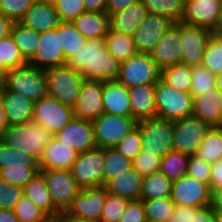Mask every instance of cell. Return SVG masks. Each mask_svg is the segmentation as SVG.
Instances as JSON below:
<instances>
[{
  "mask_svg": "<svg viewBox=\"0 0 222 222\" xmlns=\"http://www.w3.org/2000/svg\"><path fill=\"white\" fill-rule=\"evenodd\" d=\"M216 88V76L205 66H192V82L190 93L193 97L204 95Z\"/></svg>",
  "mask_w": 222,
  "mask_h": 222,
  "instance_id": "44",
  "label": "cell"
},
{
  "mask_svg": "<svg viewBox=\"0 0 222 222\" xmlns=\"http://www.w3.org/2000/svg\"><path fill=\"white\" fill-rule=\"evenodd\" d=\"M156 117L179 120L192 116L193 96L190 92H179L166 85L161 79L155 86Z\"/></svg>",
  "mask_w": 222,
  "mask_h": 222,
  "instance_id": "5",
  "label": "cell"
},
{
  "mask_svg": "<svg viewBox=\"0 0 222 222\" xmlns=\"http://www.w3.org/2000/svg\"><path fill=\"white\" fill-rule=\"evenodd\" d=\"M47 184L54 206L65 212L71 205L73 199L81 191L75 182L71 170H40Z\"/></svg>",
  "mask_w": 222,
  "mask_h": 222,
  "instance_id": "12",
  "label": "cell"
},
{
  "mask_svg": "<svg viewBox=\"0 0 222 222\" xmlns=\"http://www.w3.org/2000/svg\"><path fill=\"white\" fill-rule=\"evenodd\" d=\"M52 222H91V221H87L82 218L68 215L65 212H60L55 219H52Z\"/></svg>",
  "mask_w": 222,
  "mask_h": 222,
  "instance_id": "63",
  "label": "cell"
},
{
  "mask_svg": "<svg viewBox=\"0 0 222 222\" xmlns=\"http://www.w3.org/2000/svg\"><path fill=\"white\" fill-rule=\"evenodd\" d=\"M78 152L58 141L54 136L47 144L39 161L41 170H71Z\"/></svg>",
  "mask_w": 222,
  "mask_h": 222,
  "instance_id": "24",
  "label": "cell"
},
{
  "mask_svg": "<svg viewBox=\"0 0 222 222\" xmlns=\"http://www.w3.org/2000/svg\"><path fill=\"white\" fill-rule=\"evenodd\" d=\"M14 214L20 222H51L52 219L41 210L32 200L22 195L16 203Z\"/></svg>",
  "mask_w": 222,
  "mask_h": 222,
  "instance_id": "46",
  "label": "cell"
},
{
  "mask_svg": "<svg viewBox=\"0 0 222 222\" xmlns=\"http://www.w3.org/2000/svg\"><path fill=\"white\" fill-rule=\"evenodd\" d=\"M8 127H9V124L6 118V112L4 109L2 99L0 97V137L2 136V134L6 131Z\"/></svg>",
  "mask_w": 222,
  "mask_h": 222,
  "instance_id": "65",
  "label": "cell"
},
{
  "mask_svg": "<svg viewBox=\"0 0 222 222\" xmlns=\"http://www.w3.org/2000/svg\"><path fill=\"white\" fill-rule=\"evenodd\" d=\"M85 10L91 12H106L107 0H83Z\"/></svg>",
  "mask_w": 222,
  "mask_h": 222,
  "instance_id": "60",
  "label": "cell"
},
{
  "mask_svg": "<svg viewBox=\"0 0 222 222\" xmlns=\"http://www.w3.org/2000/svg\"><path fill=\"white\" fill-rule=\"evenodd\" d=\"M142 183L143 176L131 168L108 180L104 186L107 192L130 201L140 199Z\"/></svg>",
  "mask_w": 222,
  "mask_h": 222,
  "instance_id": "29",
  "label": "cell"
},
{
  "mask_svg": "<svg viewBox=\"0 0 222 222\" xmlns=\"http://www.w3.org/2000/svg\"><path fill=\"white\" fill-rule=\"evenodd\" d=\"M174 24L169 18L148 14L133 36L138 53L150 54L163 34Z\"/></svg>",
  "mask_w": 222,
  "mask_h": 222,
  "instance_id": "20",
  "label": "cell"
},
{
  "mask_svg": "<svg viewBox=\"0 0 222 222\" xmlns=\"http://www.w3.org/2000/svg\"><path fill=\"white\" fill-rule=\"evenodd\" d=\"M220 36H222V25H221V27H220V29H219V31L217 32Z\"/></svg>",
  "mask_w": 222,
  "mask_h": 222,
  "instance_id": "69",
  "label": "cell"
},
{
  "mask_svg": "<svg viewBox=\"0 0 222 222\" xmlns=\"http://www.w3.org/2000/svg\"><path fill=\"white\" fill-rule=\"evenodd\" d=\"M28 64L44 70L66 64V58L60 47L59 26L40 33L37 52Z\"/></svg>",
  "mask_w": 222,
  "mask_h": 222,
  "instance_id": "19",
  "label": "cell"
},
{
  "mask_svg": "<svg viewBox=\"0 0 222 222\" xmlns=\"http://www.w3.org/2000/svg\"><path fill=\"white\" fill-rule=\"evenodd\" d=\"M73 107L46 96L34 102L32 121L41 125L53 136L74 119Z\"/></svg>",
  "mask_w": 222,
  "mask_h": 222,
  "instance_id": "8",
  "label": "cell"
},
{
  "mask_svg": "<svg viewBox=\"0 0 222 222\" xmlns=\"http://www.w3.org/2000/svg\"><path fill=\"white\" fill-rule=\"evenodd\" d=\"M142 150L160 158L173 150V121L158 117L137 122Z\"/></svg>",
  "mask_w": 222,
  "mask_h": 222,
  "instance_id": "6",
  "label": "cell"
},
{
  "mask_svg": "<svg viewBox=\"0 0 222 222\" xmlns=\"http://www.w3.org/2000/svg\"><path fill=\"white\" fill-rule=\"evenodd\" d=\"M150 56L161 70L182 62L179 22L163 34Z\"/></svg>",
  "mask_w": 222,
  "mask_h": 222,
  "instance_id": "21",
  "label": "cell"
},
{
  "mask_svg": "<svg viewBox=\"0 0 222 222\" xmlns=\"http://www.w3.org/2000/svg\"><path fill=\"white\" fill-rule=\"evenodd\" d=\"M66 64L81 73L85 80L112 81L120 74L121 62L105 47L104 38L87 39L79 52L71 56Z\"/></svg>",
  "mask_w": 222,
  "mask_h": 222,
  "instance_id": "1",
  "label": "cell"
},
{
  "mask_svg": "<svg viewBox=\"0 0 222 222\" xmlns=\"http://www.w3.org/2000/svg\"><path fill=\"white\" fill-rule=\"evenodd\" d=\"M40 170V167L9 166L0 170V179L14 186L24 187Z\"/></svg>",
  "mask_w": 222,
  "mask_h": 222,
  "instance_id": "47",
  "label": "cell"
},
{
  "mask_svg": "<svg viewBox=\"0 0 222 222\" xmlns=\"http://www.w3.org/2000/svg\"><path fill=\"white\" fill-rule=\"evenodd\" d=\"M13 22L0 13V39L10 34Z\"/></svg>",
  "mask_w": 222,
  "mask_h": 222,
  "instance_id": "62",
  "label": "cell"
},
{
  "mask_svg": "<svg viewBox=\"0 0 222 222\" xmlns=\"http://www.w3.org/2000/svg\"><path fill=\"white\" fill-rule=\"evenodd\" d=\"M195 155L210 164L222 160V127H211Z\"/></svg>",
  "mask_w": 222,
  "mask_h": 222,
  "instance_id": "36",
  "label": "cell"
},
{
  "mask_svg": "<svg viewBox=\"0 0 222 222\" xmlns=\"http://www.w3.org/2000/svg\"><path fill=\"white\" fill-rule=\"evenodd\" d=\"M54 137L78 153L96 148L94 125L90 120L74 118Z\"/></svg>",
  "mask_w": 222,
  "mask_h": 222,
  "instance_id": "18",
  "label": "cell"
},
{
  "mask_svg": "<svg viewBox=\"0 0 222 222\" xmlns=\"http://www.w3.org/2000/svg\"><path fill=\"white\" fill-rule=\"evenodd\" d=\"M23 195V188L0 179V210H14Z\"/></svg>",
  "mask_w": 222,
  "mask_h": 222,
  "instance_id": "53",
  "label": "cell"
},
{
  "mask_svg": "<svg viewBox=\"0 0 222 222\" xmlns=\"http://www.w3.org/2000/svg\"><path fill=\"white\" fill-rule=\"evenodd\" d=\"M210 188L211 190H218L222 188V160L212 164Z\"/></svg>",
  "mask_w": 222,
  "mask_h": 222,
  "instance_id": "58",
  "label": "cell"
},
{
  "mask_svg": "<svg viewBox=\"0 0 222 222\" xmlns=\"http://www.w3.org/2000/svg\"><path fill=\"white\" fill-rule=\"evenodd\" d=\"M182 63L202 65L205 48L213 32L203 27L179 22Z\"/></svg>",
  "mask_w": 222,
  "mask_h": 222,
  "instance_id": "15",
  "label": "cell"
},
{
  "mask_svg": "<svg viewBox=\"0 0 222 222\" xmlns=\"http://www.w3.org/2000/svg\"><path fill=\"white\" fill-rule=\"evenodd\" d=\"M107 50L121 63L138 53L133 37L109 29L104 38Z\"/></svg>",
  "mask_w": 222,
  "mask_h": 222,
  "instance_id": "33",
  "label": "cell"
},
{
  "mask_svg": "<svg viewBox=\"0 0 222 222\" xmlns=\"http://www.w3.org/2000/svg\"><path fill=\"white\" fill-rule=\"evenodd\" d=\"M10 35L20 49L24 59L29 62L37 52L40 33L23 26L19 22H13Z\"/></svg>",
  "mask_w": 222,
  "mask_h": 222,
  "instance_id": "32",
  "label": "cell"
},
{
  "mask_svg": "<svg viewBox=\"0 0 222 222\" xmlns=\"http://www.w3.org/2000/svg\"><path fill=\"white\" fill-rule=\"evenodd\" d=\"M120 222H147L142 199L130 200Z\"/></svg>",
  "mask_w": 222,
  "mask_h": 222,
  "instance_id": "55",
  "label": "cell"
},
{
  "mask_svg": "<svg viewBox=\"0 0 222 222\" xmlns=\"http://www.w3.org/2000/svg\"><path fill=\"white\" fill-rule=\"evenodd\" d=\"M149 14H156L171 19L174 23L182 22L185 10L184 0H141Z\"/></svg>",
  "mask_w": 222,
  "mask_h": 222,
  "instance_id": "37",
  "label": "cell"
},
{
  "mask_svg": "<svg viewBox=\"0 0 222 222\" xmlns=\"http://www.w3.org/2000/svg\"><path fill=\"white\" fill-rule=\"evenodd\" d=\"M1 87H2V80L0 79V90H1Z\"/></svg>",
  "mask_w": 222,
  "mask_h": 222,
  "instance_id": "71",
  "label": "cell"
},
{
  "mask_svg": "<svg viewBox=\"0 0 222 222\" xmlns=\"http://www.w3.org/2000/svg\"><path fill=\"white\" fill-rule=\"evenodd\" d=\"M48 96L62 104L74 107L81 92L85 78L67 64L50 67L45 70Z\"/></svg>",
  "mask_w": 222,
  "mask_h": 222,
  "instance_id": "4",
  "label": "cell"
},
{
  "mask_svg": "<svg viewBox=\"0 0 222 222\" xmlns=\"http://www.w3.org/2000/svg\"><path fill=\"white\" fill-rule=\"evenodd\" d=\"M104 81L85 80L73 107L75 118L93 121L104 113Z\"/></svg>",
  "mask_w": 222,
  "mask_h": 222,
  "instance_id": "17",
  "label": "cell"
},
{
  "mask_svg": "<svg viewBox=\"0 0 222 222\" xmlns=\"http://www.w3.org/2000/svg\"><path fill=\"white\" fill-rule=\"evenodd\" d=\"M202 65L215 76L222 72V36L213 33L207 42Z\"/></svg>",
  "mask_w": 222,
  "mask_h": 222,
  "instance_id": "45",
  "label": "cell"
},
{
  "mask_svg": "<svg viewBox=\"0 0 222 222\" xmlns=\"http://www.w3.org/2000/svg\"><path fill=\"white\" fill-rule=\"evenodd\" d=\"M132 164L133 168L144 177L160 172L161 158L142 150L132 160Z\"/></svg>",
  "mask_w": 222,
  "mask_h": 222,
  "instance_id": "52",
  "label": "cell"
},
{
  "mask_svg": "<svg viewBox=\"0 0 222 222\" xmlns=\"http://www.w3.org/2000/svg\"><path fill=\"white\" fill-rule=\"evenodd\" d=\"M182 22L217 33L222 25L221 0L185 1Z\"/></svg>",
  "mask_w": 222,
  "mask_h": 222,
  "instance_id": "13",
  "label": "cell"
},
{
  "mask_svg": "<svg viewBox=\"0 0 222 222\" xmlns=\"http://www.w3.org/2000/svg\"><path fill=\"white\" fill-rule=\"evenodd\" d=\"M139 1L141 0H107L106 12L110 16Z\"/></svg>",
  "mask_w": 222,
  "mask_h": 222,
  "instance_id": "59",
  "label": "cell"
},
{
  "mask_svg": "<svg viewBox=\"0 0 222 222\" xmlns=\"http://www.w3.org/2000/svg\"><path fill=\"white\" fill-rule=\"evenodd\" d=\"M6 118L10 125H22L32 121L34 102L18 93L6 90L3 86L0 90Z\"/></svg>",
  "mask_w": 222,
  "mask_h": 222,
  "instance_id": "23",
  "label": "cell"
},
{
  "mask_svg": "<svg viewBox=\"0 0 222 222\" xmlns=\"http://www.w3.org/2000/svg\"><path fill=\"white\" fill-rule=\"evenodd\" d=\"M102 99L104 113L132 117L128 89L117 80L104 82Z\"/></svg>",
  "mask_w": 222,
  "mask_h": 222,
  "instance_id": "26",
  "label": "cell"
},
{
  "mask_svg": "<svg viewBox=\"0 0 222 222\" xmlns=\"http://www.w3.org/2000/svg\"><path fill=\"white\" fill-rule=\"evenodd\" d=\"M148 14L145 5L141 1L136 2L122 11L110 15V28L126 36L133 37Z\"/></svg>",
  "mask_w": 222,
  "mask_h": 222,
  "instance_id": "28",
  "label": "cell"
},
{
  "mask_svg": "<svg viewBox=\"0 0 222 222\" xmlns=\"http://www.w3.org/2000/svg\"><path fill=\"white\" fill-rule=\"evenodd\" d=\"M104 184L113 177L133 168L132 160L115 148H104Z\"/></svg>",
  "mask_w": 222,
  "mask_h": 222,
  "instance_id": "41",
  "label": "cell"
},
{
  "mask_svg": "<svg viewBox=\"0 0 222 222\" xmlns=\"http://www.w3.org/2000/svg\"><path fill=\"white\" fill-rule=\"evenodd\" d=\"M9 166L40 167L39 160L18 149L9 148L0 141V170Z\"/></svg>",
  "mask_w": 222,
  "mask_h": 222,
  "instance_id": "43",
  "label": "cell"
},
{
  "mask_svg": "<svg viewBox=\"0 0 222 222\" xmlns=\"http://www.w3.org/2000/svg\"><path fill=\"white\" fill-rule=\"evenodd\" d=\"M211 192L207 183L186 175L172 182L170 197L177 206L200 208L210 205Z\"/></svg>",
  "mask_w": 222,
  "mask_h": 222,
  "instance_id": "14",
  "label": "cell"
},
{
  "mask_svg": "<svg viewBox=\"0 0 222 222\" xmlns=\"http://www.w3.org/2000/svg\"><path fill=\"white\" fill-rule=\"evenodd\" d=\"M142 148L140 130L137 126L115 146L116 150L130 160H133Z\"/></svg>",
  "mask_w": 222,
  "mask_h": 222,
  "instance_id": "50",
  "label": "cell"
},
{
  "mask_svg": "<svg viewBox=\"0 0 222 222\" xmlns=\"http://www.w3.org/2000/svg\"><path fill=\"white\" fill-rule=\"evenodd\" d=\"M104 159V149L99 147L78 154L71 173L81 189L104 185Z\"/></svg>",
  "mask_w": 222,
  "mask_h": 222,
  "instance_id": "9",
  "label": "cell"
},
{
  "mask_svg": "<svg viewBox=\"0 0 222 222\" xmlns=\"http://www.w3.org/2000/svg\"><path fill=\"white\" fill-rule=\"evenodd\" d=\"M192 116L208 123L211 127H222V99L217 88L204 95L193 97Z\"/></svg>",
  "mask_w": 222,
  "mask_h": 222,
  "instance_id": "25",
  "label": "cell"
},
{
  "mask_svg": "<svg viewBox=\"0 0 222 222\" xmlns=\"http://www.w3.org/2000/svg\"><path fill=\"white\" fill-rule=\"evenodd\" d=\"M216 88L221 93V99H222V72L216 75Z\"/></svg>",
  "mask_w": 222,
  "mask_h": 222,
  "instance_id": "66",
  "label": "cell"
},
{
  "mask_svg": "<svg viewBox=\"0 0 222 222\" xmlns=\"http://www.w3.org/2000/svg\"><path fill=\"white\" fill-rule=\"evenodd\" d=\"M5 72L0 68V79L3 81Z\"/></svg>",
  "mask_w": 222,
  "mask_h": 222,
  "instance_id": "67",
  "label": "cell"
},
{
  "mask_svg": "<svg viewBox=\"0 0 222 222\" xmlns=\"http://www.w3.org/2000/svg\"><path fill=\"white\" fill-rule=\"evenodd\" d=\"M145 207L146 220L151 222H167L175 207L171 197L142 199Z\"/></svg>",
  "mask_w": 222,
  "mask_h": 222,
  "instance_id": "42",
  "label": "cell"
},
{
  "mask_svg": "<svg viewBox=\"0 0 222 222\" xmlns=\"http://www.w3.org/2000/svg\"><path fill=\"white\" fill-rule=\"evenodd\" d=\"M198 208L190 206H177L175 205L172 216L167 222H192L193 213Z\"/></svg>",
  "mask_w": 222,
  "mask_h": 222,
  "instance_id": "56",
  "label": "cell"
},
{
  "mask_svg": "<svg viewBox=\"0 0 222 222\" xmlns=\"http://www.w3.org/2000/svg\"><path fill=\"white\" fill-rule=\"evenodd\" d=\"M161 80L179 92H190L192 82V66L178 63L161 70Z\"/></svg>",
  "mask_w": 222,
  "mask_h": 222,
  "instance_id": "34",
  "label": "cell"
},
{
  "mask_svg": "<svg viewBox=\"0 0 222 222\" xmlns=\"http://www.w3.org/2000/svg\"><path fill=\"white\" fill-rule=\"evenodd\" d=\"M128 201L125 198L107 192L100 222H120L121 217L126 211Z\"/></svg>",
  "mask_w": 222,
  "mask_h": 222,
  "instance_id": "48",
  "label": "cell"
},
{
  "mask_svg": "<svg viewBox=\"0 0 222 222\" xmlns=\"http://www.w3.org/2000/svg\"><path fill=\"white\" fill-rule=\"evenodd\" d=\"M161 79V69L149 53H137L121 63L117 81L127 89L139 85H156Z\"/></svg>",
  "mask_w": 222,
  "mask_h": 222,
  "instance_id": "7",
  "label": "cell"
},
{
  "mask_svg": "<svg viewBox=\"0 0 222 222\" xmlns=\"http://www.w3.org/2000/svg\"><path fill=\"white\" fill-rule=\"evenodd\" d=\"M219 222H222V215L219 216Z\"/></svg>",
  "mask_w": 222,
  "mask_h": 222,
  "instance_id": "70",
  "label": "cell"
},
{
  "mask_svg": "<svg viewBox=\"0 0 222 222\" xmlns=\"http://www.w3.org/2000/svg\"><path fill=\"white\" fill-rule=\"evenodd\" d=\"M211 202L210 206L214 212L218 215H222V188L218 190H211Z\"/></svg>",
  "mask_w": 222,
  "mask_h": 222,
  "instance_id": "61",
  "label": "cell"
},
{
  "mask_svg": "<svg viewBox=\"0 0 222 222\" xmlns=\"http://www.w3.org/2000/svg\"><path fill=\"white\" fill-rule=\"evenodd\" d=\"M26 64H28V62L24 59L10 34L0 39V68L4 72L22 67Z\"/></svg>",
  "mask_w": 222,
  "mask_h": 222,
  "instance_id": "40",
  "label": "cell"
},
{
  "mask_svg": "<svg viewBox=\"0 0 222 222\" xmlns=\"http://www.w3.org/2000/svg\"><path fill=\"white\" fill-rule=\"evenodd\" d=\"M172 181L161 172L143 177L140 199H157L171 196Z\"/></svg>",
  "mask_w": 222,
  "mask_h": 222,
  "instance_id": "39",
  "label": "cell"
},
{
  "mask_svg": "<svg viewBox=\"0 0 222 222\" xmlns=\"http://www.w3.org/2000/svg\"><path fill=\"white\" fill-rule=\"evenodd\" d=\"M52 137L45 128L31 121L22 125H10L0 137V141L9 148L23 151L40 161Z\"/></svg>",
  "mask_w": 222,
  "mask_h": 222,
  "instance_id": "2",
  "label": "cell"
},
{
  "mask_svg": "<svg viewBox=\"0 0 222 222\" xmlns=\"http://www.w3.org/2000/svg\"><path fill=\"white\" fill-rule=\"evenodd\" d=\"M106 195L104 185L81 189L65 213L87 221L100 222Z\"/></svg>",
  "mask_w": 222,
  "mask_h": 222,
  "instance_id": "16",
  "label": "cell"
},
{
  "mask_svg": "<svg viewBox=\"0 0 222 222\" xmlns=\"http://www.w3.org/2000/svg\"><path fill=\"white\" fill-rule=\"evenodd\" d=\"M2 86L8 91L31 99L33 102L48 95L45 70L29 64L5 72Z\"/></svg>",
  "mask_w": 222,
  "mask_h": 222,
  "instance_id": "3",
  "label": "cell"
},
{
  "mask_svg": "<svg viewBox=\"0 0 222 222\" xmlns=\"http://www.w3.org/2000/svg\"><path fill=\"white\" fill-rule=\"evenodd\" d=\"M59 41L67 62L71 56L83 48L87 39L74 27L72 22H61L59 25Z\"/></svg>",
  "mask_w": 222,
  "mask_h": 222,
  "instance_id": "35",
  "label": "cell"
},
{
  "mask_svg": "<svg viewBox=\"0 0 222 222\" xmlns=\"http://www.w3.org/2000/svg\"><path fill=\"white\" fill-rule=\"evenodd\" d=\"M19 23L42 33L59 26L61 20L54 4L36 0Z\"/></svg>",
  "mask_w": 222,
  "mask_h": 222,
  "instance_id": "22",
  "label": "cell"
},
{
  "mask_svg": "<svg viewBox=\"0 0 222 222\" xmlns=\"http://www.w3.org/2000/svg\"><path fill=\"white\" fill-rule=\"evenodd\" d=\"M72 24L86 39L105 38L110 29V16L107 12L86 11Z\"/></svg>",
  "mask_w": 222,
  "mask_h": 222,
  "instance_id": "30",
  "label": "cell"
},
{
  "mask_svg": "<svg viewBox=\"0 0 222 222\" xmlns=\"http://www.w3.org/2000/svg\"><path fill=\"white\" fill-rule=\"evenodd\" d=\"M54 7L61 22H72L79 15L86 12L83 0H56Z\"/></svg>",
  "mask_w": 222,
  "mask_h": 222,
  "instance_id": "51",
  "label": "cell"
},
{
  "mask_svg": "<svg viewBox=\"0 0 222 222\" xmlns=\"http://www.w3.org/2000/svg\"><path fill=\"white\" fill-rule=\"evenodd\" d=\"M211 126L194 116L173 121V150L196 154Z\"/></svg>",
  "mask_w": 222,
  "mask_h": 222,
  "instance_id": "11",
  "label": "cell"
},
{
  "mask_svg": "<svg viewBox=\"0 0 222 222\" xmlns=\"http://www.w3.org/2000/svg\"><path fill=\"white\" fill-rule=\"evenodd\" d=\"M96 147L115 148V146L137 125L132 117L103 113L92 121Z\"/></svg>",
  "mask_w": 222,
  "mask_h": 222,
  "instance_id": "10",
  "label": "cell"
},
{
  "mask_svg": "<svg viewBox=\"0 0 222 222\" xmlns=\"http://www.w3.org/2000/svg\"><path fill=\"white\" fill-rule=\"evenodd\" d=\"M39 1H42V2H47V3H52V4H54V2H55L56 0H39Z\"/></svg>",
  "mask_w": 222,
  "mask_h": 222,
  "instance_id": "68",
  "label": "cell"
},
{
  "mask_svg": "<svg viewBox=\"0 0 222 222\" xmlns=\"http://www.w3.org/2000/svg\"><path fill=\"white\" fill-rule=\"evenodd\" d=\"M190 156L171 150L161 158L160 172L172 182L187 175Z\"/></svg>",
  "mask_w": 222,
  "mask_h": 222,
  "instance_id": "38",
  "label": "cell"
},
{
  "mask_svg": "<svg viewBox=\"0 0 222 222\" xmlns=\"http://www.w3.org/2000/svg\"><path fill=\"white\" fill-rule=\"evenodd\" d=\"M23 188V195L32 200L51 219H55L60 211L54 206L43 175L37 173Z\"/></svg>",
  "mask_w": 222,
  "mask_h": 222,
  "instance_id": "31",
  "label": "cell"
},
{
  "mask_svg": "<svg viewBox=\"0 0 222 222\" xmlns=\"http://www.w3.org/2000/svg\"><path fill=\"white\" fill-rule=\"evenodd\" d=\"M0 222H20V220L13 210L2 209L0 210Z\"/></svg>",
  "mask_w": 222,
  "mask_h": 222,
  "instance_id": "64",
  "label": "cell"
},
{
  "mask_svg": "<svg viewBox=\"0 0 222 222\" xmlns=\"http://www.w3.org/2000/svg\"><path fill=\"white\" fill-rule=\"evenodd\" d=\"M211 167L212 164L199 158L195 154L190 155L187 175L207 183L210 186Z\"/></svg>",
  "mask_w": 222,
  "mask_h": 222,
  "instance_id": "54",
  "label": "cell"
},
{
  "mask_svg": "<svg viewBox=\"0 0 222 222\" xmlns=\"http://www.w3.org/2000/svg\"><path fill=\"white\" fill-rule=\"evenodd\" d=\"M36 0H0V13L12 22H19Z\"/></svg>",
  "mask_w": 222,
  "mask_h": 222,
  "instance_id": "49",
  "label": "cell"
},
{
  "mask_svg": "<svg viewBox=\"0 0 222 222\" xmlns=\"http://www.w3.org/2000/svg\"><path fill=\"white\" fill-rule=\"evenodd\" d=\"M155 86L139 85L128 89L132 118L136 122L156 117Z\"/></svg>",
  "mask_w": 222,
  "mask_h": 222,
  "instance_id": "27",
  "label": "cell"
},
{
  "mask_svg": "<svg viewBox=\"0 0 222 222\" xmlns=\"http://www.w3.org/2000/svg\"><path fill=\"white\" fill-rule=\"evenodd\" d=\"M192 222H219V216L210 205L200 207L193 213Z\"/></svg>",
  "mask_w": 222,
  "mask_h": 222,
  "instance_id": "57",
  "label": "cell"
}]
</instances>
